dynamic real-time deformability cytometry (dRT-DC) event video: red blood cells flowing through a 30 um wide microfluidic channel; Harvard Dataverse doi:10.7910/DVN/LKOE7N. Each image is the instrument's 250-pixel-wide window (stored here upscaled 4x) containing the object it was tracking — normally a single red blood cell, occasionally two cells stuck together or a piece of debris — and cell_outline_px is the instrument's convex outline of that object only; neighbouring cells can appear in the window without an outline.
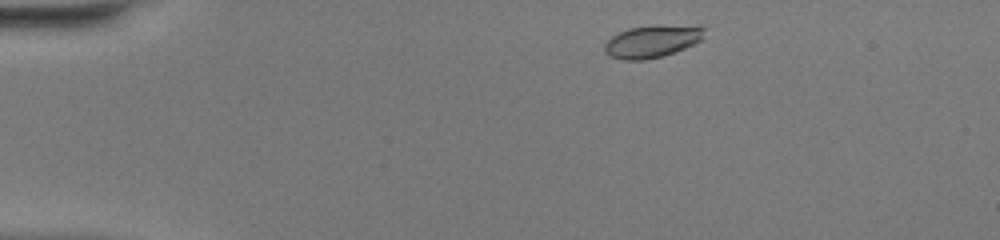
{"species": "common noctule bat (a hibernating species)", "species_latin": "Nyctalus noctula", "temperature_condition": "warm", "stored_images_in_passage": 43, "camera_frame_rate_fps": 3000, "um_per_image_px": 0.085, "animal": {"sex": "female", "body_mass_g": 20.0, "forearm_length_mm": 54.0}, "frame": {"image": 1, "passage_image": 2, "time_ms": 0.333, "image_size_px": [1000, 240], "cell_outline_px": [[704, 28], [700, 40], [684, 48], [660, 56], [644, 60], [624, 60], [608, 56], [604, 52], [604, 44], [612, 36], [628, 28]], "centroid_in_image_um": [55.25, 3.6], "position_along_channel_um": 29.7, "area_um2": 17.34}}
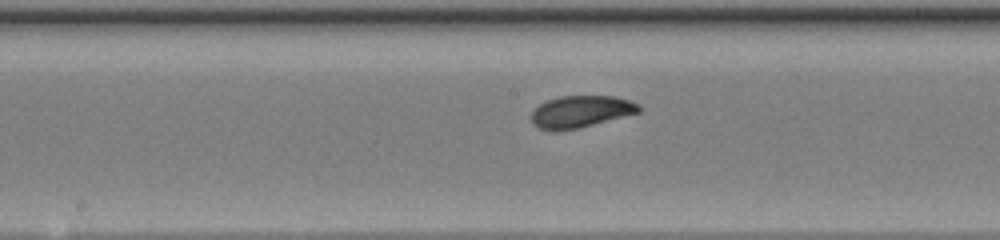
{"frame": {"image": 2, "passage_image": 20, "time_ms": 6.333, "image_size_px": [1000, 240], "cell_outline_px": [[640, 112], [580, 128], [556, 132], [552, 132], [540, 128], [532, 124], [532, 112], [540, 104], [548, 100], [560, 96], [616, 96], [640, 104]], "centroid_in_image_um": [49.36, 9.5], "position_along_channel_um": 198.8, "area_um2": 20.11}}
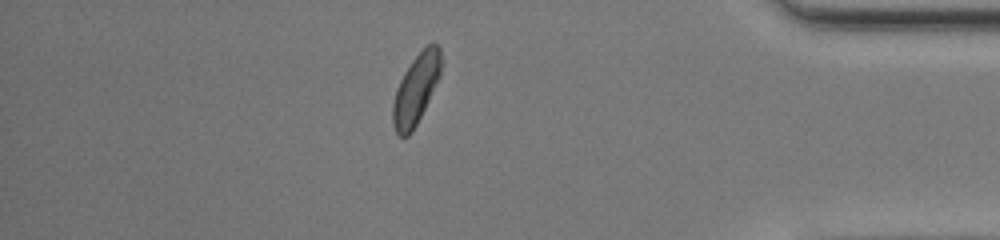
{"frame": {"image": 3, "passage_image": 37, "time_ms": 12.0, "image_size_px": [1000, 240], "cell_outline_px": [[444, 64], [440, 76], [412, 132], [408, 136], [400, 136], [396, 132], [392, 124], [392, 104], [400, 80], [404, 72], [412, 60], [428, 44], [436, 44], [440, 48], [444, 60]], "centroid_in_image_um": [35.38, 7.55], "position_along_channel_um": 399.8, "area_um2": 19.59}, "authors_computed_cell_mechanics": {"area_um2": 19.7098, "velocity_mm_per_s": 4.0894, "shape_relaxation_time_tau1_ms": 4.0279, "shape_relaxation_time_tau2_ms": 1.8993, "deformation_change_tau1": 0.146, "deformation_change_tau2": 0.0397}}